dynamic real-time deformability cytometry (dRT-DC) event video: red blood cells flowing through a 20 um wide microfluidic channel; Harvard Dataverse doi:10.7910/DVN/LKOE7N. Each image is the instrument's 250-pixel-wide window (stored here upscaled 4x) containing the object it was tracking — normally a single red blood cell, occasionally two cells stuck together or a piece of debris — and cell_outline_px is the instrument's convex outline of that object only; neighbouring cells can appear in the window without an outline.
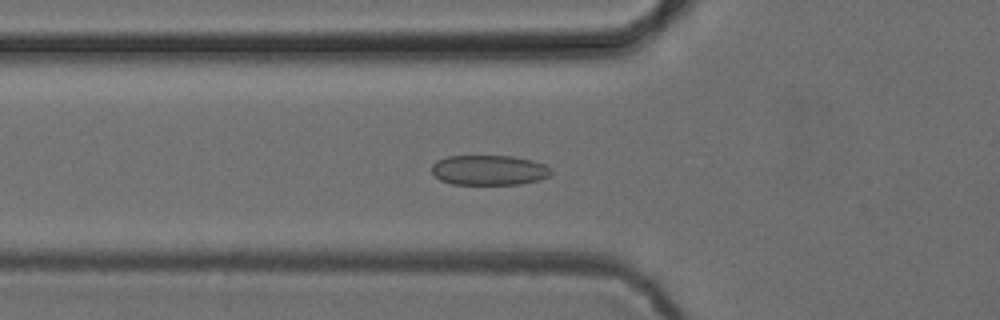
{"species": "common noctule bat (a hibernating species)", "species_latin": "Nyctalus noctula", "temperature_condition": "cold", "stored_images_in_passage": 53, "camera_frame_rate_fps": 3000, "um_per_image_px": 0.085, "animal": {"sex": "female", "body_mass_g": 24.6, "forearm_length_mm": 56.2}, "frame": {"image": 1, "passage_image": 19, "time_ms": 6.0, "image_size_px": [1000, 320], "cell_outline_px": [[552, 172], [548, 176], [540, 180], [520, 184], [452, 184], [440, 180], [432, 172], [432, 164], [436, 160], [448, 156], [512, 156], [532, 160], [544, 164], [552, 168]], "centroid_in_image_um": [41.58, 14.46], "position_along_channel_um": 84.2, "area_um2": 20.98}}
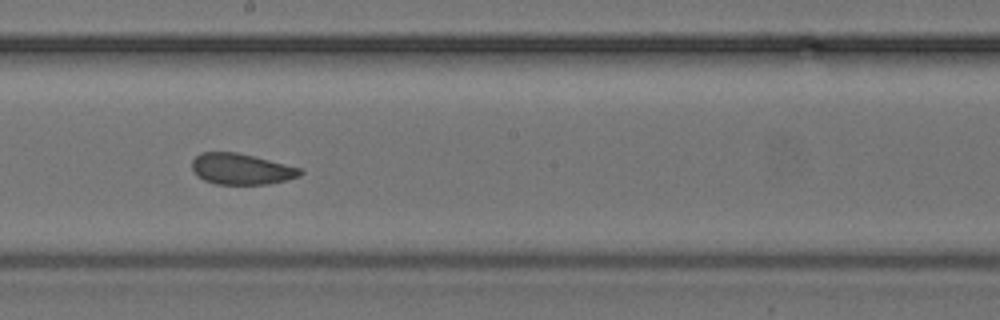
{"frame": {"image": 2, "passage_image": 30, "time_ms": 9.667, "image_size_px": [1000, 320], "cell_outline_px": [[304, 172], [300, 176], [268, 184], [216, 184], [204, 180], [196, 176], [192, 168], [192, 160], [200, 152], [236, 152], [300, 168]], "centroid_in_image_um": [20.46, 14.37], "position_along_channel_um": 227.7, "area_um2": 19.36}}
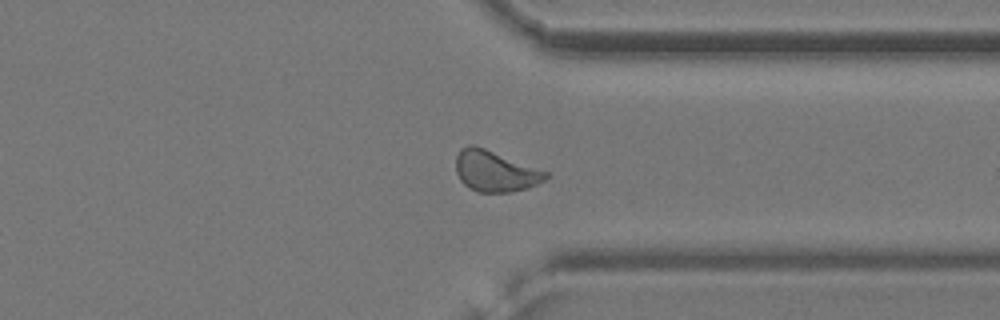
{"frame": {"image": 3, "passage_image": 41, "time_ms": 13.333, "image_size_px": [1000, 320], "cell_outline_px": [[552, 176], [528, 188], [512, 192], [476, 192], [468, 188], [460, 180], [456, 172], [456, 156], [460, 148], [468, 144], [472, 144], [484, 148], [548, 172]], "centroid_in_image_um": [42.07, 14.56], "position_along_channel_um": 369.3, "area_um2": 21.5}, "authors_computed_cell_mechanics": {"area_um2": 21.097, "velocity_mm_per_s": 3.8865, "shape_relaxation_time_tau1_ms": 3.2249, "shape_relaxation_time_tau2_ms": 1.0955, "deformation_change_tau1": 0.068, "deformation_change_tau2": 0.0631}}